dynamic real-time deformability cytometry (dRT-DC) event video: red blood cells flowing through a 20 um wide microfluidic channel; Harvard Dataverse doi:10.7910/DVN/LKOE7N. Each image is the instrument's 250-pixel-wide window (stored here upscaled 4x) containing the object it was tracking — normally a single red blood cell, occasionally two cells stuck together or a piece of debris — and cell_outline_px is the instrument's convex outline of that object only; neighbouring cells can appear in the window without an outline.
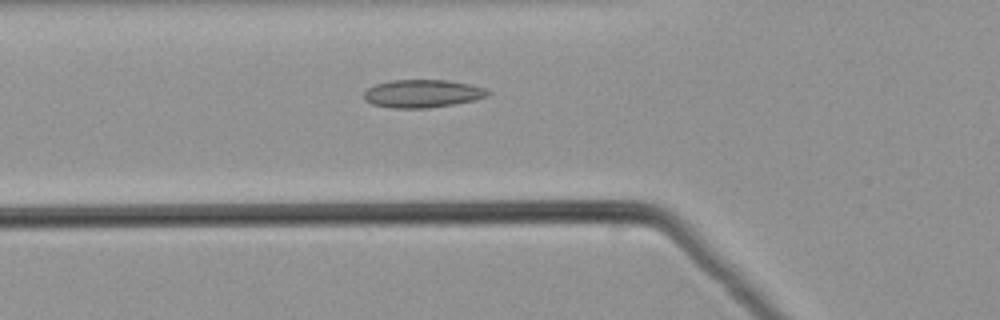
{"species": "common noctule bat (a hibernating species)", "species_latin": "Nyctalus noctula", "temperature_condition": "warm", "stored_images_in_passage": 47, "camera_frame_rate_fps": 3000, "um_per_image_px": 0.085, "animal": {"sex": "male", "body_mass_g": 21.5, "forearm_length_mm": 52.0}, "frame": {"image": 1, "passage_image": 15, "time_ms": 4.667, "image_size_px": [1000, 320], "cell_outline_px": [[492, 92], [488, 96], [472, 100], [452, 104], [428, 108], [392, 108], [372, 104], [364, 100], [364, 92], [368, 88], [376, 84], [392, 80], [448, 80], [468, 84], [484, 88]], "centroid_in_image_um": [35.89, 7.95], "position_along_channel_um": 89.9, "area_um2": 20.06}}
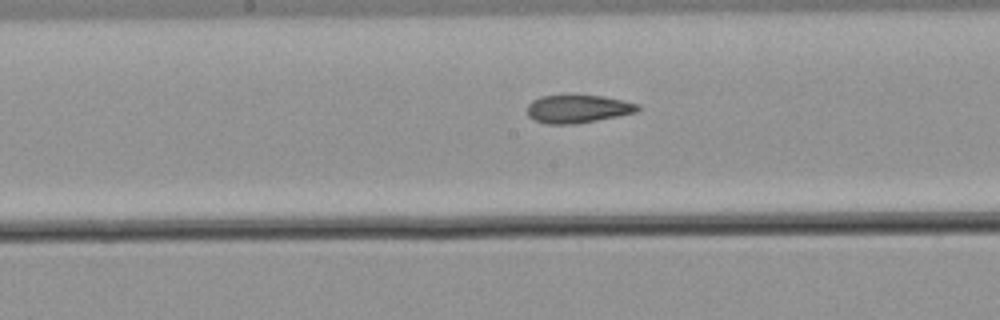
{"frame": {"image": 2, "passage_image": 23, "time_ms": 7.333, "image_size_px": [1000, 320], "cell_outline_px": [[640, 108], [636, 112], [596, 120], [572, 124], [544, 124], [532, 120], [528, 116], [528, 104], [532, 100], [540, 96], [604, 96], [624, 100], [640, 104]], "centroid_in_image_um": [49.09, 9.26], "position_along_channel_um": 199.1, "area_um2": 17.98}}
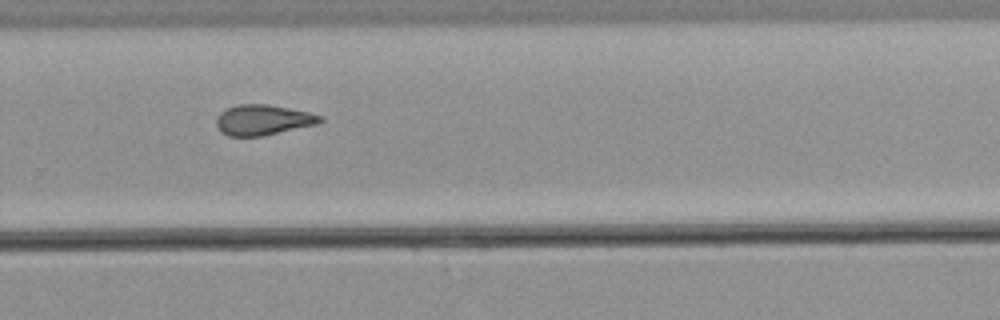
{"frame": {"image": 3, "passage_image": 31, "time_ms": 10.0, "image_size_px": [1000, 320], "cell_outline_px": [[324, 120], [316, 124], [260, 136], [228, 136], [220, 132], [216, 128], [216, 116], [220, 112], [236, 104], [268, 104], [308, 112], [324, 116]], "centroid_in_image_um": [22.31, 10.19], "position_along_channel_um": 307.5, "area_um2": 18.38}}